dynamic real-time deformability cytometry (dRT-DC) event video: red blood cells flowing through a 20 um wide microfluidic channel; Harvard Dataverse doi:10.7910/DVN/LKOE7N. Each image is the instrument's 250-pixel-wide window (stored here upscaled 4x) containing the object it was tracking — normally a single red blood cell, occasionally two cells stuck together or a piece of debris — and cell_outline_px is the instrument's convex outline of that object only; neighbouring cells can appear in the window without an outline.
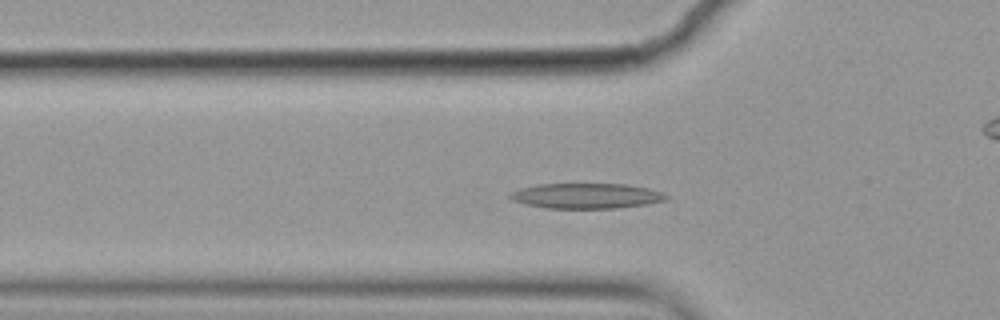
{"species": "common noctule bat (a hibernating species)", "species_latin": "Nyctalus noctula", "temperature_condition": "cold", "stored_images_in_passage": 54, "camera_frame_rate_fps": 3000, "um_per_image_px": 0.085, "animal": {"sex": "female", "body_mass_g": 19.9}, "frame": {"image": 1, "passage_image": 15, "time_ms": 4.667, "image_size_px": [1000, 320], "cell_outline_px": [[668, 196], [664, 200], [648, 204], [616, 208], [548, 208], [528, 204], [512, 200], [508, 196], [508, 192], [520, 188], [540, 184], [628, 184], [648, 188], [660, 192]], "centroid_in_image_um": [49.81, 16.64], "position_along_channel_um": 76.0, "area_um2": 22.83}}
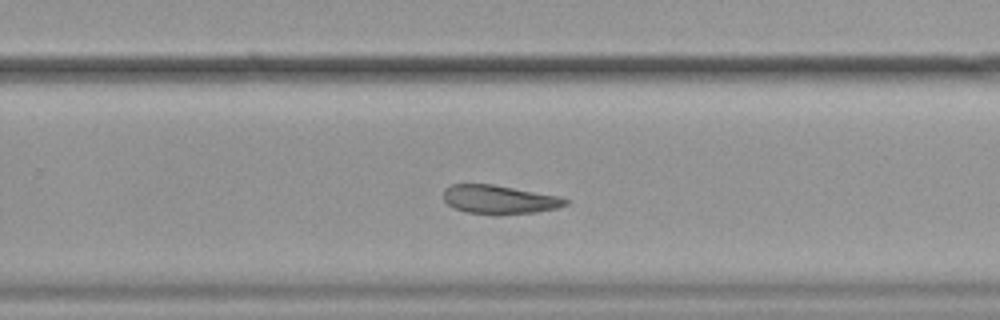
{"frame": {"image": 2, "passage_image": 33, "time_ms": 10.667, "image_size_px": [1000, 320], "cell_outline_px": [[568, 204], [556, 208], [536, 212], [464, 212], [452, 208], [444, 200], [444, 188], [452, 184], [492, 184], [560, 196], [568, 200]], "centroid_in_image_um": [42.41, 16.92], "position_along_channel_um": 287.4, "area_um2": 19.77}}
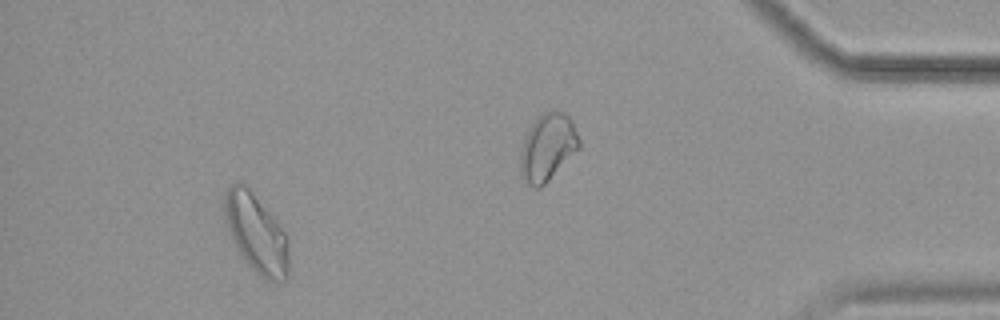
{"frame": {"image": 3, "passage_image": 49, "time_ms": 16.0, "image_size_px": [1000, 320], "cell_outline_px": [[288, 276], [284, 280], [264, 280], [248, 264], [240, 252], [228, 232], [224, 220], [224, 192], [232, 184], [244, 184], [248, 188], [280, 224], [288, 240]], "centroid_in_image_um": [21.77, 19.83], "position_along_channel_um": 413.4, "area_um2": 29.13}, "authors_computed_cell_mechanics": {"area_um2": 22.5131, "velocity_mm_per_s": 3.5295, "shape_relaxation_time_tau1_ms": null, "shape_relaxation_time_tau2_ms": 5.4387, "deformation_change_tau1": null, "deformation_change_tau2": 0.1326}}